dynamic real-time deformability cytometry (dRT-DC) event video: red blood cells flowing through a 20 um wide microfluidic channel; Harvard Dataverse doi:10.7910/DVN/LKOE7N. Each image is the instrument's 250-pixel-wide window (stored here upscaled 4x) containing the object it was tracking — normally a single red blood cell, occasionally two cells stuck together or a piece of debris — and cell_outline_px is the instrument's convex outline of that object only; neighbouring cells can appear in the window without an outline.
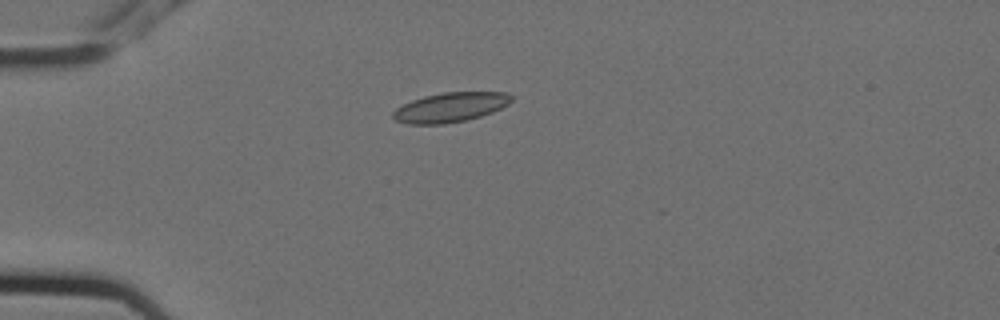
{"species": "Egyptian fruit bat (a non-hibernating species)", "species_latin": "Rousettus aegyptiacus", "temperature_condition": "cold", "stored_images_in_passage": 7, "camera_frame_rate_fps": 3000, "um_per_image_px": 0.085, "animal": {"sex": "female"}, "frame": {"image": 1, "passage_image": 5, "time_ms": 1.333, "image_size_px": [1000, 320], "cell_outline_px": [[512, 100], [508, 104], [492, 112], [480, 116], [464, 120], [444, 124], [408, 124], [396, 120], [392, 116], [392, 112], [396, 108], [412, 100], [424, 96], [444, 92], [504, 92], [512, 96]], "centroid_in_image_um": [38.26, 9.12], "position_along_channel_um": 46.7, "area_um2": 20.23}}
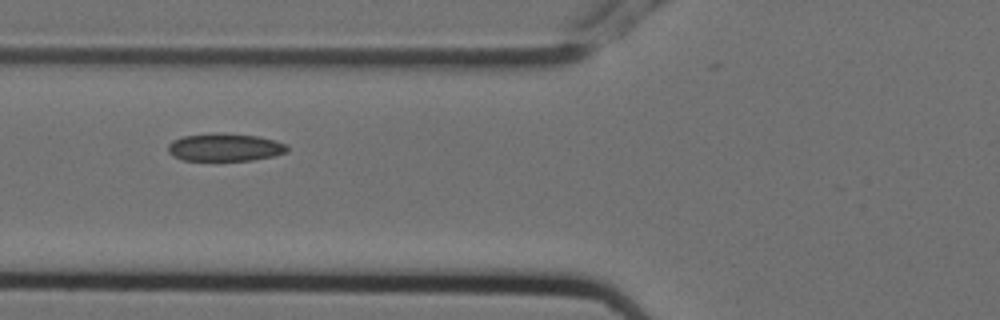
{"frame": {"image": 2, "passage_image": 7, "time_ms": 2.0, "image_size_px": [1000, 320], "cell_outline_px": [[288, 152], [272, 156], [252, 160], [184, 160], [172, 156], [168, 152], [168, 144], [172, 140], [184, 136], [256, 136], [288, 144]], "centroid_in_image_um": [19.12, 12.58], "position_along_channel_um": 106.7, "area_um2": 18.21}}